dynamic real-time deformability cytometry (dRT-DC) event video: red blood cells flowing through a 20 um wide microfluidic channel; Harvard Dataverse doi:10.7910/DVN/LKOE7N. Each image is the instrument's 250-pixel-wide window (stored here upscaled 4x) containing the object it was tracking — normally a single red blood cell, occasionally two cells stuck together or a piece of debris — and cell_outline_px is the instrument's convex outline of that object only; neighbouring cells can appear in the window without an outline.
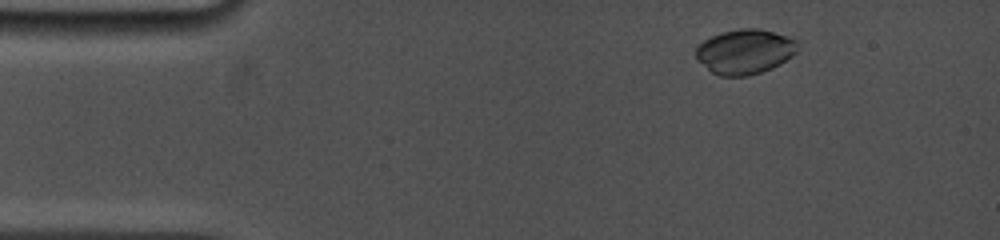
{"species": "common noctule bat (a hibernating species)", "species_latin": "Nyctalus noctula", "temperature_condition": "cold", "stored_images_in_passage": 44, "camera_frame_rate_fps": 5000, "um_per_image_px": 0.085, "animal": {"sex": "female", "body_mass_g": 19.0, "forearm_length_mm": 53.3}, "frame": {"image": 1, "passage_image": 3, "time_ms": 1.4, "image_size_px": [1000, 240], "cell_outline_px": [[796, 52], [792, 56], [780, 64], [772, 68], [748, 76], [720, 76], [712, 72], [696, 60], [696, 48], [704, 40], [712, 36], [724, 32], [740, 28], [760, 28], [796, 40]], "centroid_in_image_um": [63.29, 4.4], "position_along_channel_um": 21.7, "area_um2": 26.3}}
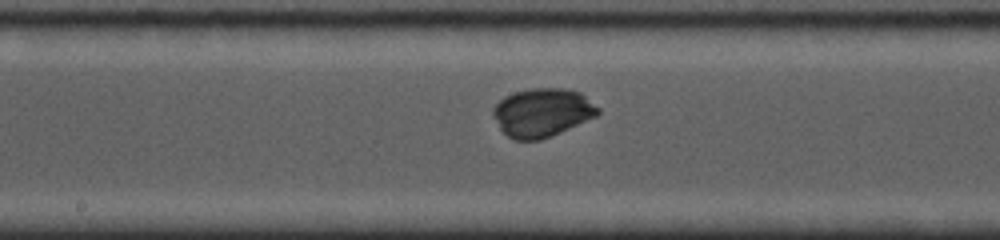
{"frame": {"image": 2, "passage_image": 24, "time_ms": 8.0, "image_size_px": [1000, 240], "cell_outline_px": [[600, 112], [596, 116], [552, 136], [540, 140], [516, 140], [508, 136], [500, 128], [492, 116], [492, 108], [504, 96], [516, 92], [532, 88], [564, 88], [580, 92], [600, 108]], "centroid_in_image_um": [46.08, 9.56], "position_along_channel_um": 202.1, "area_um2": 29.65}}
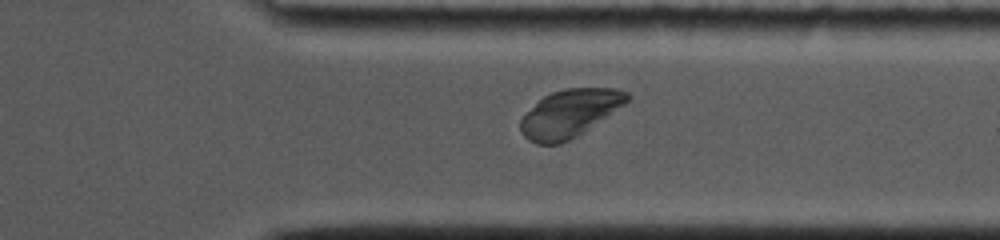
{"frame": {"image": 3, "passage_image": 39, "time_ms": 12.2, "image_size_px": [1000, 240], "cell_outline_px": [[632, 96], [624, 104], [576, 136], [560, 144], [536, 144], [528, 140], [520, 132], [520, 120], [544, 96], [552, 92], [564, 88], [616, 88], [628, 92]], "centroid_in_image_um": [48.41, 9.63], "position_along_channel_um": 363.0, "area_um2": 29.07}, "authors_computed_cell_mechanics": {"area_um2": 28.8422, "velocity_mm_per_s": 3.8291, "shape_relaxation_time_tau1_ms": 4.3353, "shape_relaxation_time_tau2_ms": null, "deformation_change_tau1": 0.2413, "deformation_change_tau2": null}}